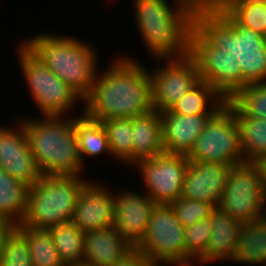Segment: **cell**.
<instances>
[{
	"label": "cell",
	"mask_w": 266,
	"mask_h": 266,
	"mask_svg": "<svg viewBox=\"0 0 266 266\" xmlns=\"http://www.w3.org/2000/svg\"><path fill=\"white\" fill-rule=\"evenodd\" d=\"M184 230L170 205H156L135 247L155 266H186Z\"/></svg>",
	"instance_id": "cell-10"
},
{
	"label": "cell",
	"mask_w": 266,
	"mask_h": 266,
	"mask_svg": "<svg viewBox=\"0 0 266 266\" xmlns=\"http://www.w3.org/2000/svg\"><path fill=\"white\" fill-rule=\"evenodd\" d=\"M217 208L243 224L266 214V187L256 163L231 167Z\"/></svg>",
	"instance_id": "cell-9"
},
{
	"label": "cell",
	"mask_w": 266,
	"mask_h": 266,
	"mask_svg": "<svg viewBox=\"0 0 266 266\" xmlns=\"http://www.w3.org/2000/svg\"><path fill=\"white\" fill-rule=\"evenodd\" d=\"M177 220L184 228L210 217L213 209L212 204L187 198H178L170 204Z\"/></svg>",
	"instance_id": "cell-34"
},
{
	"label": "cell",
	"mask_w": 266,
	"mask_h": 266,
	"mask_svg": "<svg viewBox=\"0 0 266 266\" xmlns=\"http://www.w3.org/2000/svg\"><path fill=\"white\" fill-rule=\"evenodd\" d=\"M200 80L212 86L226 101L243 89L240 66L230 55L214 46L194 25L188 34V53Z\"/></svg>",
	"instance_id": "cell-11"
},
{
	"label": "cell",
	"mask_w": 266,
	"mask_h": 266,
	"mask_svg": "<svg viewBox=\"0 0 266 266\" xmlns=\"http://www.w3.org/2000/svg\"><path fill=\"white\" fill-rule=\"evenodd\" d=\"M15 119L14 127L0 124V168L31 187L42 175L30 151L23 122L18 116Z\"/></svg>",
	"instance_id": "cell-14"
},
{
	"label": "cell",
	"mask_w": 266,
	"mask_h": 266,
	"mask_svg": "<svg viewBox=\"0 0 266 266\" xmlns=\"http://www.w3.org/2000/svg\"><path fill=\"white\" fill-rule=\"evenodd\" d=\"M186 246V266H196V263L207 253L211 237L210 218L200 220L184 230Z\"/></svg>",
	"instance_id": "cell-33"
},
{
	"label": "cell",
	"mask_w": 266,
	"mask_h": 266,
	"mask_svg": "<svg viewBox=\"0 0 266 266\" xmlns=\"http://www.w3.org/2000/svg\"><path fill=\"white\" fill-rule=\"evenodd\" d=\"M165 153L188 155L213 115H183L160 112Z\"/></svg>",
	"instance_id": "cell-18"
},
{
	"label": "cell",
	"mask_w": 266,
	"mask_h": 266,
	"mask_svg": "<svg viewBox=\"0 0 266 266\" xmlns=\"http://www.w3.org/2000/svg\"><path fill=\"white\" fill-rule=\"evenodd\" d=\"M134 246L114 226L84 232L83 266H111Z\"/></svg>",
	"instance_id": "cell-20"
},
{
	"label": "cell",
	"mask_w": 266,
	"mask_h": 266,
	"mask_svg": "<svg viewBox=\"0 0 266 266\" xmlns=\"http://www.w3.org/2000/svg\"><path fill=\"white\" fill-rule=\"evenodd\" d=\"M188 6L193 12L207 11V0H178Z\"/></svg>",
	"instance_id": "cell-36"
},
{
	"label": "cell",
	"mask_w": 266,
	"mask_h": 266,
	"mask_svg": "<svg viewBox=\"0 0 266 266\" xmlns=\"http://www.w3.org/2000/svg\"><path fill=\"white\" fill-rule=\"evenodd\" d=\"M111 266H155L135 246Z\"/></svg>",
	"instance_id": "cell-35"
},
{
	"label": "cell",
	"mask_w": 266,
	"mask_h": 266,
	"mask_svg": "<svg viewBox=\"0 0 266 266\" xmlns=\"http://www.w3.org/2000/svg\"><path fill=\"white\" fill-rule=\"evenodd\" d=\"M29 188L0 168V219L10 227L21 224L25 217Z\"/></svg>",
	"instance_id": "cell-23"
},
{
	"label": "cell",
	"mask_w": 266,
	"mask_h": 266,
	"mask_svg": "<svg viewBox=\"0 0 266 266\" xmlns=\"http://www.w3.org/2000/svg\"><path fill=\"white\" fill-rule=\"evenodd\" d=\"M134 165L143 159L165 153L161 114L155 109L132 118Z\"/></svg>",
	"instance_id": "cell-21"
},
{
	"label": "cell",
	"mask_w": 266,
	"mask_h": 266,
	"mask_svg": "<svg viewBox=\"0 0 266 266\" xmlns=\"http://www.w3.org/2000/svg\"><path fill=\"white\" fill-rule=\"evenodd\" d=\"M211 237L207 253L196 263V266L230 263L237 250L240 231L243 223L233 219L215 207L210 215Z\"/></svg>",
	"instance_id": "cell-19"
},
{
	"label": "cell",
	"mask_w": 266,
	"mask_h": 266,
	"mask_svg": "<svg viewBox=\"0 0 266 266\" xmlns=\"http://www.w3.org/2000/svg\"><path fill=\"white\" fill-rule=\"evenodd\" d=\"M113 159L127 167L134 166L132 118H109L101 121Z\"/></svg>",
	"instance_id": "cell-26"
},
{
	"label": "cell",
	"mask_w": 266,
	"mask_h": 266,
	"mask_svg": "<svg viewBox=\"0 0 266 266\" xmlns=\"http://www.w3.org/2000/svg\"><path fill=\"white\" fill-rule=\"evenodd\" d=\"M156 67L150 71L152 81V105L158 112L170 110L199 81V73L192 58H153Z\"/></svg>",
	"instance_id": "cell-13"
},
{
	"label": "cell",
	"mask_w": 266,
	"mask_h": 266,
	"mask_svg": "<svg viewBox=\"0 0 266 266\" xmlns=\"http://www.w3.org/2000/svg\"><path fill=\"white\" fill-rule=\"evenodd\" d=\"M15 228L26 238L33 266H65L48 230L21 224Z\"/></svg>",
	"instance_id": "cell-28"
},
{
	"label": "cell",
	"mask_w": 266,
	"mask_h": 266,
	"mask_svg": "<svg viewBox=\"0 0 266 266\" xmlns=\"http://www.w3.org/2000/svg\"><path fill=\"white\" fill-rule=\"evenodd\" d=\"M188 164L187 155L163 153L140 160L132 168L139 169L140 184L144 185L141 190L156 205H170L182 195Z\"/></svg>",
	"instance_id": "cell-12"
},
{
	"label": "cell",
	"mask_w": 266,
	"mask_h": 266,
	"mask_svg": "<svg viewBox=\"0 0 266 266\" xmlns=\"http://www.w3.org/2000/svg\"><path fill=\"white\" fill-rule=\"evenodd\" d=\"M189 162L235 166L245 163L235 111L226 102L208 121L187 155Z\"/></svg>",
	"instance_id": "cell-8"
},
{
	"label": "cell",
	"mask_w": 266,
	"mask_h": 266,
	"mask_svg": "<svg viewBox=\"0 0 266 266\" xmlns=\"http://www.w3.org/2000/svg\"><path fill=\"white\" fill-rule=\"evenodd\" d=\"M235 0H207V11H220L226 9Z\"/></svg>",
	"instance_id": "cell-37"
},
{
	"label": "cell",
	"mask_w": 266,
	"mask_h": 266,
	"mask_svg": "<svg viewBox=\"0 0 266 266\" xmlns=\"http://www.w3.org/2000/svg\"><path fill=\"white\" fill-rule=\"evenodd\" d=\"M116 191L113 226L135 246L144 236L152 209L156 206L143 191L119 189ZM139 191V192H137Z\"/></svg>",
	"instance_id": "cell-16"
},
{
	"label": "cell",
	"mask_w": 266,
	"mask_h": 266,
	"mask_svg": "<svg viewBox=\"0 0 266 266\" xmlns=\"http://www.w3.org/2000/svg\"><path fill=\"white\" fill-rule=\"evenodd\" d=\"M17 45L20 74L36 105L34 107L38 108L39 117L81 115L83 99L55 75L22 40ZM75 110L79 111L78 114Z\"/></svg>",
	"instance_id": "cell-6"
},
{
	"label": "cell",
	"mask_w": 266,
	"mask_h": 266,
	"mask_svg": "<svg viewBox=\"0 0 266 266\" xmlns=\"http://www.w3.org/2000/svg\"><path fill=\"white\" fill-rule=\"evenodd\" d=\"M239 25L266 34V1L235 0L224 9Z\"/></svg>",
	"instance_id": "cell-31"
},
{
	"label": "cell",
	"mask_w": 266,
	"mask_h": 266,
	"mask_svg": "<svg viewBox=\"0 0 266 266\" xmlns=\"http://www.w3.org/2000/svg\"><path fill=\"white\" fill-rule=\"evenodd\" d=\"M10 228L2 219H0V240L3 234Z\"/></svg>",
	"instance_id": "cell-39"
},
{
	"label": "cell",
	"mask_w": 266,
	"mask_h": 266,
	"mask_svg": "<svg viewBox=\"0 0 266 266\" xmlns=\"http://www.w3.org/2000/svg\"><path fill=\"white\" fill-rule=\"evenodd\" d=\"M247 266H266V214L244 223L237 250L229 263Z\"/></svg>",
	"instance_id": "cell-22"
},
{
	"label": "cell",
	"mask_w": 266,
	"mask_h": 266,
	"mask_svg": "<svg viewBox=\"0 0 266 266\" xmlns=\"http://www.w3.org/2000/svg\"><path fill=\"white\" fill-rule=\"evenodd\" d=\"M0 266H33L26 238L15 227L1 237Z\"/></svg>",
	"instance_id": "cell-32"
},
{
	"label": "cell",
	"mask_w": 266,
	"mask_h": 266,
	"mask_svg": "<svg viewBox=\"0 0 266 266\" xmlns=\"http://www.w3.org/2000/svg\"><path fill=\"white\" fill-rule=\"evenodd\" d=\"M88 180L86 175H42L29 188L26 214L21 225L48 230L71 221L80 191Z\"/></svg>",
	"instance_id": "cell-7"
},
{
	"label": "cell",
	"mask_w": 266,
	"mask_h": 266,
	"mask_svg": "<svg viewBox=\"0 0 266 266\" xmlns=\"http://www.w3.org/2000/svg\"><path fill=\"white\" fill-rule=\"evenodd\" d=\"M62 34L40 31L29 39H23V42L55 75L84 99L91 91L100 68V52L93 42L89 43L67 33Z\"/></svg>",
	"instance_id": "cell-3"
},
{
	"label": "cell",
	"mask_w": 266,
	"mask_h": 266,
	"mask_svg": "<svg viewBox=\"0 0 266 266\" xmlns=\"http://www.w3.org/2000/svg\"><path fill=\"white\" fill-rule=\"evenodd\" d=\"M193 25L240 66L243 88L252 83H266L264 35L239 25L225 10L194 12Z\"/></svg>",
	"instance_id": "cell-4"
},
{
	"label": "cell",
	"mask_w": 266,
	"mask_h": 266,
	"mask_svg": "<svg viewBox=\"0 0 266 266\" xmlns=\"http://www.w3.org/2000/svg\"><path fill=\"white\" fill-rule=\"evenodd\" d=\"M122 54L99 68L91 91L83 99L86 117L97 121L133 118L153 109L148 66L130 54Z\"/></svg>",
	"instance_id": "cell-1"
},
{
	"label": "cell",
	"mask_w": 266,
	"mask_h": 266,
	"mask_svg": "<svg viewBox=\"0 0 266 266\" xmlns=\"http://www.w3.org/2000/svg\"><path fill=\"white\" fill-rule=\"evenodd\" d=\"M255 163L260 169V173L263 178L264 185L266 187V154L263 155L260 159H258Z\"/></svg>",
	"instance_id": "cell-38"
},
{
	"label": "cell",
	"mask_w": 266,
	"mask_h": 266,
	"mask_svg": "<svg viewBox=\"0 0 266 266\" xmlns=\"http://www.w3.org/2000/svg\"><path fill=\"white\" fill-rule=\"evenodd\" d=\"M75 133L79 154L86 168V158H98L102 155L113 158L107 134L101 121L86 117L83 113L74 118Z\"/></svg>",
	"instance_id": "cell-24"
},
{
	"label": "cell",
	"mask_w": 266,
	"mask_h": 266,
	"mask_svg": "<svg viewBox=\"0 0 266 266\" xmlns=\"http://www.w3.org/2000/svg\"><path fill=\"white\" fill-rule=\"evenodd\" d=\"M41 116L19 117L23 122L30 151L41 175L78 176L85 175L77 137L74 118Z\"/></svg>",
	"instance_id": "cell-5"
},
{
	"label": "cell",
	"mask_w": 266,
	"mask_h": 266,
	"mask_svg": "<svg viewBox=\"0 0 266 266\" xmlns=\"http://www.w3.org/2000/svg\"><path fill=\"white\" fill-rule=\"evenodd\" d=\"M240 130V144L246 162L255 163L266 154V119L235 116Z\"/></svg>",
	"instance_id": "cell-29"
},
{
	"label": "cell",
	"mask_w": 266,
	"mask_h": 266,
	"mask_svg": "<svg viewBox=\"0 0 266 266\" xmlns=\"http://www.w3.org/2000/svg\"><path fill=\"white\" fill-rule=\"evenodd\" d=\"M133 17L151 58L181 57L188 53L193 11L178 0H133Z\"/></svg>",
	"instance_id": "cell-2"
},
{
	"label": "cell",
	"mask_w": 266,
	"mask_h": 266,
	"mask_svg": "<svg viewBox=\"0 0 266 266\" xmlns=\"http://www.w3.org/2000/svg\"><path fill=\"white\" fill-rule=\"evenodd\" d=\"M235 116L266 119V83H252L239 90L227 101Z\"/></svg>",
	"instance_id": "cell-30"
},
{
	"label": "cell",
	"mask_w": 266,
	"mask_h": 266,
	"mask_svg": "<svg viewBox=\"0 0 266 266\" xmlns=\"http://www.w3.org/2000/svg\"><path fill=\"white\" fill-rule=\"evenodd\" d=\"M231 167L219 163L189 162L181 197L207 202L217 207Z\"/></svg>",
	"instance_id": "cell-17"
},
{
	"label": "cell",
	"mask_w": 266,
	"mask_h": 266,
	"mask_svg": "<svg viewBox=\"0 0 266 266\" xmlns=\"http://www.w3.org/2000/svg\"><path fill=\"white\" fill-rule=\"evenodd\" d=\"M107 185L89 178L80 191L71 221L81 231L113 226L116 189Z\"/></svg>",
	"instance_id": "cell-15"
},
{
	"label": "cell",
	"mask_w": 266,
	"mask_h": 266,
	"mask_svg": "<svg viewBox=\"0 0 266 266\" xmlns=\"http://www.w3.org/2000/svg\"><path fill=\"white\" fill-rule=\"evenodd\" d=\"M54 246L65 266H80L83 259L84 232L72 221L48 229Z\"/></svg>",
	"instance_id": "cell-27"
},
{
	"label": "cell",
	"mask_w": 266,
	"mask_h": 266,
	"mask_svg": "<svg viewBox=\"0 0 266 266\" xmlns=\"http://www.w3.org/2000/svg\"><path fill=\"white\" fill-rule=\"evenodd\" d=\"M226 102L212 86L200 80L170 111L183 115H214Z\"/></svg>",
	"instance_id": "cell-25"
}]
</instances>
